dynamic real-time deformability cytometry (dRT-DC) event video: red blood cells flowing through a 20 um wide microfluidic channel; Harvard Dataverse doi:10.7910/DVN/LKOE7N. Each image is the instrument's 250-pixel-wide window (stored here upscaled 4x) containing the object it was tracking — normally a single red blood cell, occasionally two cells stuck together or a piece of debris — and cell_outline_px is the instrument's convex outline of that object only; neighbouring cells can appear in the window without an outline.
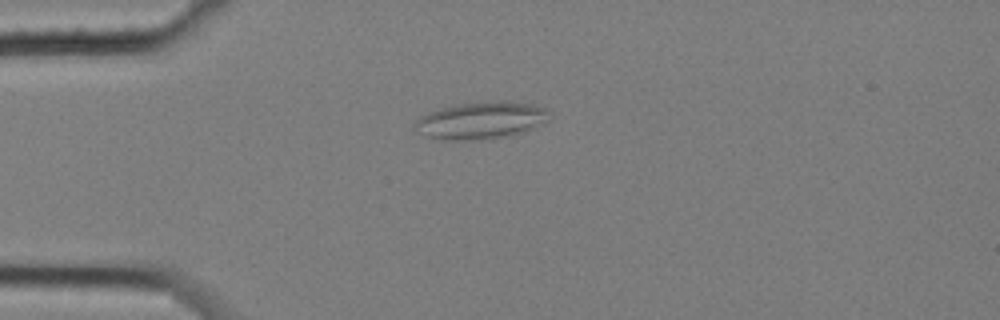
{"species": "common noctule bat (a hibernating species)", "species_latin": "Nyctalus noctula", "temperature_condition": "cold", "stored_images_in_passage": 5, "camera_frame_rate_fps": 3000, "um_per_image_px": 0.085, "animal": {"sex": "female", "body_mass_g": 25.1}, "frame": {"image": 1, "passage_image": 3, "time_ms": 0.667, "image_size_px": [1000, 320], "cell_outline_px": [[552, 112], [544, 124], [536, 128], [512, 136], [472, 140], [440, 140], [416, 132], [412, 128], [412, 124], [420, 116], [428, 112], [456, 104], [496, 100], [508, 100], [532, 104], [544, 108]], "centroid_in_image_um": [40.9, 10.23], "position_along_channel_um": 44.1, "area_um2": 29.82}}